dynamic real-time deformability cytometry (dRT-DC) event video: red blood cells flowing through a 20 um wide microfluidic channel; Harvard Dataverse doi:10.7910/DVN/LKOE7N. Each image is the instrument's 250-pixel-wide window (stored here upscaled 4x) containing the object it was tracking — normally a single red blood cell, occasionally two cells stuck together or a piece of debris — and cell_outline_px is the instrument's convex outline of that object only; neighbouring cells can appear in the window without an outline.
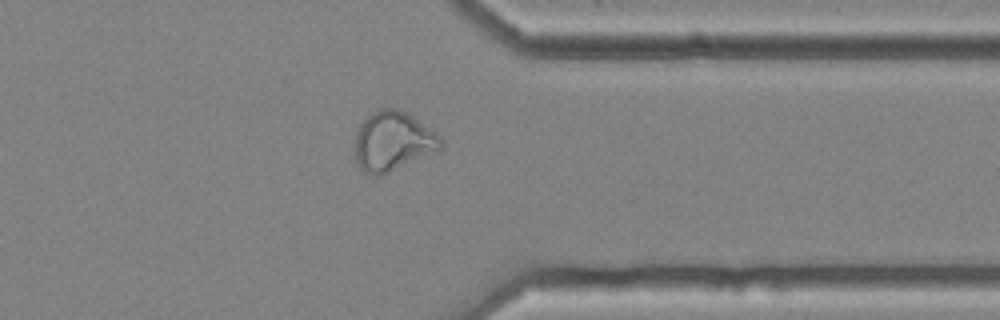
{"species": "common noctule bat (a hibernating species)", "species_latin": "Nyctalus noctula", "temperature_condition": "cold", "stored_images_in_passage": 32, "camera_frame_rate_fps": 3000, "um_per_image_px": 0.085, "animal": {"sex": "female", "body_mass_g": 25.1}, "frame": {"image": 1, "passage_image": 28, "time_ms": 9.0, "image_size_px": [1000, 320], "cell_outline_px": [[444, 148], [380, 176], [368, 176], [360, 168], [356, 160], [356, 132], [360, 124], [372, 112], [380, 108], [400, 108], [408, 112], [436, 132], [444, 140]], "centroid_in_image_um": [33.43, 12.0], "position_along_channel_um": 378.0, "area_um2": 30.06}}